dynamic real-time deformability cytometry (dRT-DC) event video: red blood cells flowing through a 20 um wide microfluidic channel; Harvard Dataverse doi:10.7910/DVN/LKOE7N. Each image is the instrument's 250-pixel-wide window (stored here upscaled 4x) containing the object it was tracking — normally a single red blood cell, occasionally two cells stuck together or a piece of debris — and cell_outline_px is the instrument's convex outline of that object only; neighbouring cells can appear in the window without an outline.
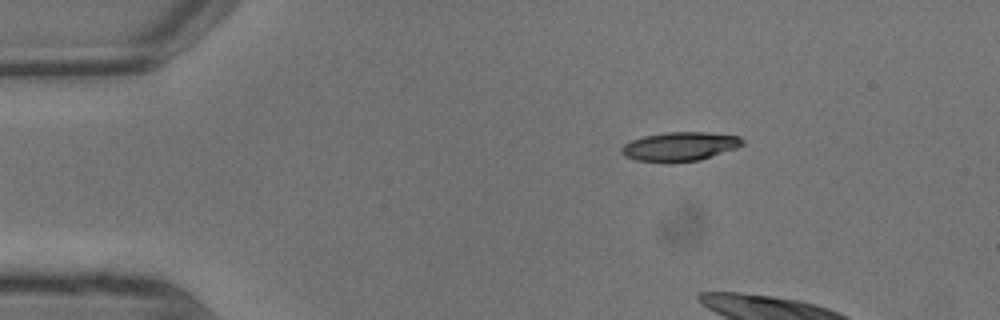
{"species": "common noctule bat (a hibernating species)", "species_latin": "Nyctalus noctula", "temperature_condition": "warm", "stored_images_in_passage": 3, "camera_frame_rate_fps": 3000, "um_per_image_px": 0.085, "animal": {"sex": "male", "body_mass_g": 13.3}, "frame": {"image": 1, "passage_image": 1, "time_ms": 0.0, "image_size_px": [1000, 320], "cell_outline_px": [[744, 144], [736, 148], [700, 160], [636, 160], [624, 156], [620, 152], [620, 148], [624, 144], [632, 140], [644, 136], [668, 132], [708, 132], [740, 136], [744, 140]], "centroid_in_image_um": [57.82, 12.41], "position_along_channel_um": 27.2, "area_um2": 19.88}}